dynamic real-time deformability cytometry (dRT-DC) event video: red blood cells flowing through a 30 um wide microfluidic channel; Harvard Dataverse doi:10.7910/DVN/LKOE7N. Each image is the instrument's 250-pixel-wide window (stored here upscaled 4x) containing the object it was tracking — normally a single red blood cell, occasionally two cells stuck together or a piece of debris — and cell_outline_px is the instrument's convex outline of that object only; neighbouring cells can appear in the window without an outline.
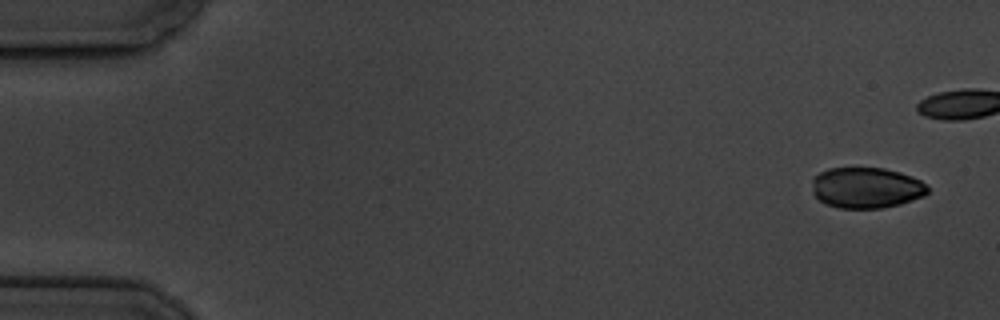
{"species": "common noctule bat (a hibernating species)", "species_latin": "Nyctalus noctula", "temperature_condition": "cold", "stored_images_in_passage": 6, "camera_frame_rate_fps": 3000, "um_per_image_px": 0.085, "animal": {"sex": "male", "body_mass_g": 19.5, "forearm_length_mm": 54.6}, "frame": {"image": 1, "passage_image": 1, "time_ms": 0.0, "image_size_px": [1000, 320], "cell_outline_px": [[928, 192], [924, 196], [900, 204], [880, 208], [840, 208], [824, 204], [812, 192], [812, 180], [820, 172], [828, 168], [884, 168], [900, 172], [912, 176], [920, 180], [928, 188]], "centroid_in_image_um": [73.62, 15.96], "position_along_channel_um": 11.4, "area_um2": 27.51}}